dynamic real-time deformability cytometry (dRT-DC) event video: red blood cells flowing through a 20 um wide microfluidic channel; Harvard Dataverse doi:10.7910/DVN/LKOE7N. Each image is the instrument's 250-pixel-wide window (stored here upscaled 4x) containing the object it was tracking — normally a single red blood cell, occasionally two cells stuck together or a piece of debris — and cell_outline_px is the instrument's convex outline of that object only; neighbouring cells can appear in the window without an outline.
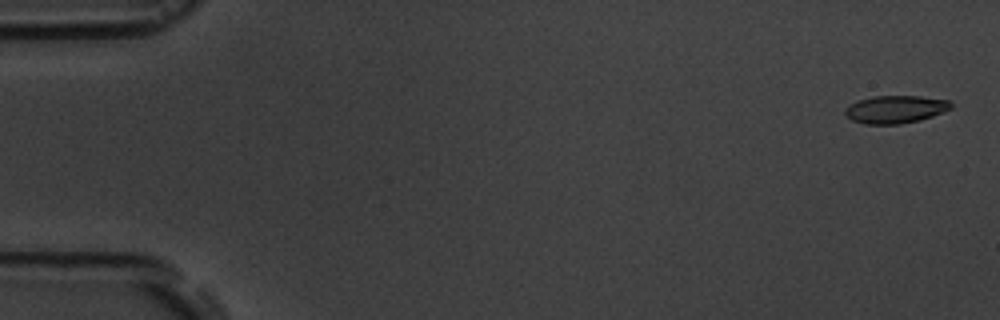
{"species": "common noctule bat (a hibernating species)", "species_latin": "Nyctalus noctula", "temperature_condition": "room temperature", "stored_images_in_passage": 5, "camera_frame_rate_fps": 3000, "um_per_image_px": 0.085, "animal": {"sex": "male", "body_mass_g": 19.5, "forearm_length_mm": 54.6}, "frame": {"image": 1, "passage_image": 1, "time_ms": 0.0, "image_size_px": [1000, 320], "cell_outline_px": [[952, 108], [944, 112], [920, 120], [900, 124], [864, 124], [852, 120], [844, 112], [844, 108], [848, 104], [872, 96], [920, 96], [952, 100]], "centroid_in_image_um": [76.13, 9.29], "position_along_channel_um": 8.9, "area_um2": 17.28}}
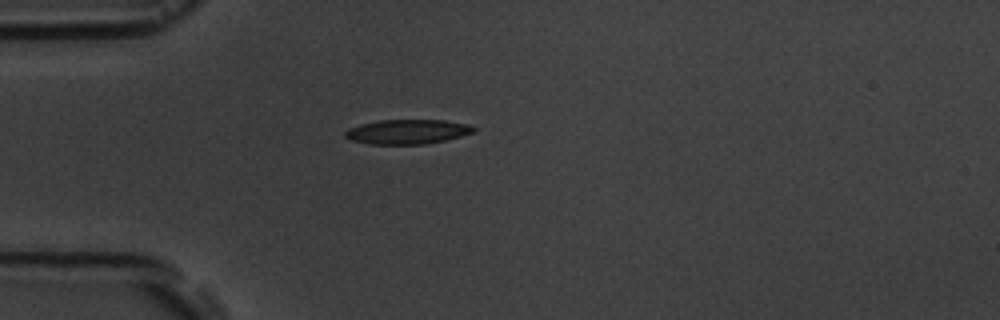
{"frame": {"image": 2, "passage_image": 5, "time_ms": 4.667, "image_size_px": [1000, 320], "cell_outline_px": [[476, 132], [444, 140], [424, 144], [368, 144], [352, 140], [344, 136], [344, 132], [348, 128], [360, 124], [380, 120], [444, 120], [468, 124], [476, 128]], "centroid_in_image_um": [34.62, 11.19], "position_along_channel_um": 50.4, "area_um2": 18.38}}